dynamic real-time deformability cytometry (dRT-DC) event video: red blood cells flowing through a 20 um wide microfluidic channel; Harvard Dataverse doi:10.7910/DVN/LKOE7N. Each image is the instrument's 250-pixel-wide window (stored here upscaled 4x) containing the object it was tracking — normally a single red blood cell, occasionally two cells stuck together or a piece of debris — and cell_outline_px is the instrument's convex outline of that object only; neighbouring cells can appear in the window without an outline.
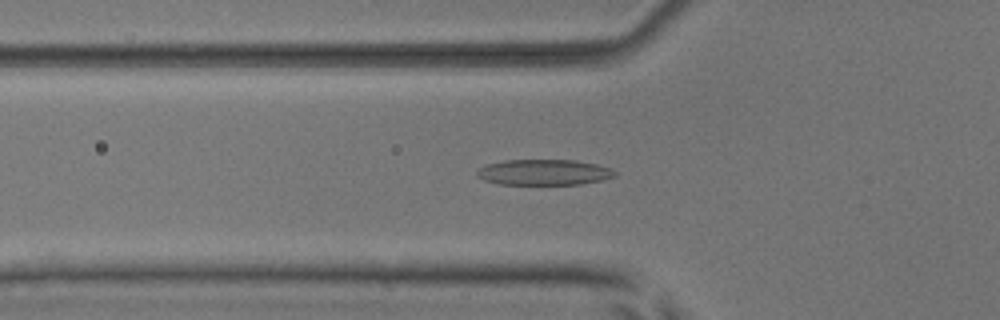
{"species": "common noctule bat (a hibernating species)", "species_latin": "Nyctalus noctula", "temperature_condition": "room temperature", "stored_images_in_passage": 51, "camera_frame_rate_fps": 3000, "um_per_image_px": 0.085, "animal": {"sex": "male", "body_mass_g": 17.9, "forearm_length_mm": 54.2}, "frame": {"image": 1, "passage_image": 17, "time_ms": 5.333, "image_size_px": [1000, 320], "cell_outline_px": [[616, 176], [600, 180], [580, 184], [500, 184], [484, 180], [476, 176], [476, 172], [480, 168], [488, 164], [504, 160], [576, 160], [596, 164], [612, 168], [616, 172]], "centroid_in_image_um": [46.24, 14.64], "position_along_channel_um": 79.6, "area_um2": 20.58}}
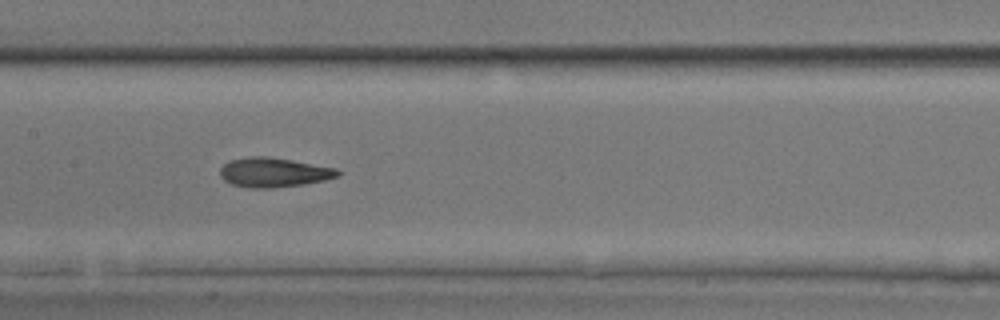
{"frame": {"image": 2, "passage_image": 25, "time_ms": 8.0, "image_size_px": [1000, 320], "cell_outline_px": [[340, 176], [324, 180], [304, 184], [272, 188], [248, 188], [232, 184], [224, 180], [220, 176], [220, 168], [228, 160], [248, 156], [268, 156], [292, 160], [336, 168], [340, 172]], "centroid_in_image_um": [23.24, 14.65], "position_along_channel_um": 184.2, "area_um2": 20.35}}
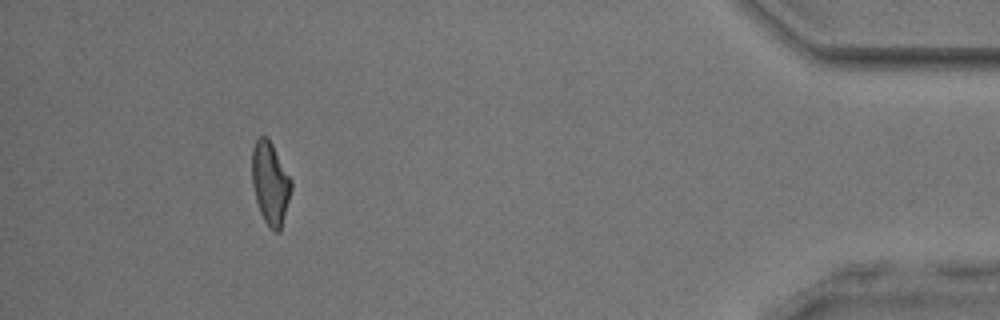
{"frame": {"image": 3, "passage_image": 47, "time_ms": 15.333, "image_size_px": [1000, 320], "cell_outline_px": [[292, 188], [280, 232], [272, 232], [268, 228], [260, 212], [256, 200], [252, 184], [252, 148], [256, 140], [260, 136], [264, 136], [272, 144], [292, 180]], "centroid_in_image_um": [22.97, 15.61], "position_along_channel_um": 412.2, "area_um2": 18.9}, "authors_computed_cell_mechanics": {"area_um2": 19.9988, "velocity_mm_per_s": 3.9071, "shape_relaxation_time_tau1_ms": 3.5581, "shape_relaxation_time_tau2_ms": 3.3343, "deformation_change_tau1": 0.1524, "deformation_change_tau2": 0.1303}}